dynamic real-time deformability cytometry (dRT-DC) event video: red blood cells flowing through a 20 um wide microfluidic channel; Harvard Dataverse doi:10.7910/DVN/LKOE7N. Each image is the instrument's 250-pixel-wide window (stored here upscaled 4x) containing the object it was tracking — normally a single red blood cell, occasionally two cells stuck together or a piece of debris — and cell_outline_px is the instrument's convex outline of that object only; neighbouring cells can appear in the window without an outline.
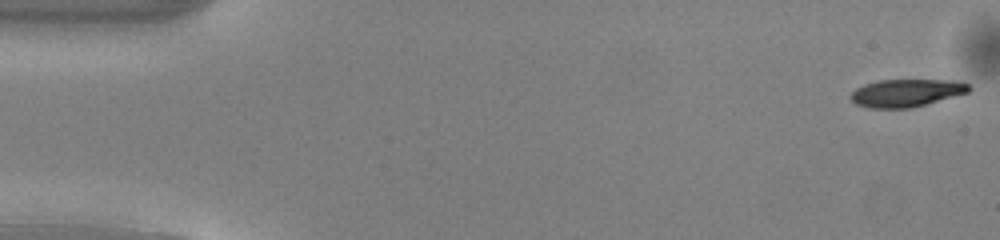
{"species": "common noctule bat (a hibernating species)", "species_latin": "Nyctalus noctula", "temperature_condition": "warm", "stored_images_in_passage": 50, "camera_frame_rate_fps": 3000, "um_per_image_px": 0.085, "animal": {"sex": "male", "body_mass_g": 13.0, "forearm_length_mm": 53.1}, "frame": {"image": 1, "passage_image": 1, "time_ms": 0.0, "image_size_px": [1000, 240], "cell_outline_px": [[972, 88], [968, 92], [912, 108], [868, 108], [856, 104], [848, 96], [856, 88], [864, 84], [880, 80], [952, 80], [968, 84]], "centroid_in_image_um": [77.0, 7.9], "position_along_channel_um": 8.0, "area_um2": 19.02}}
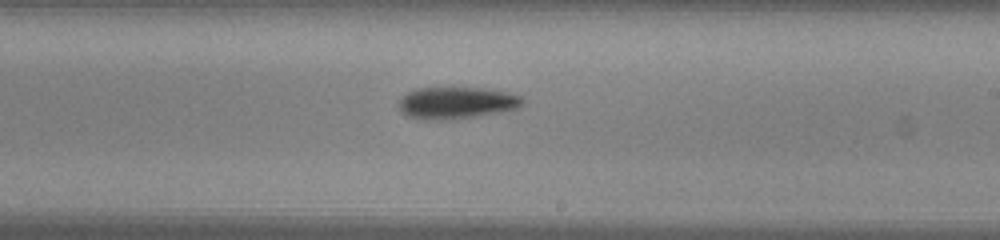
{"frame": {"image": 2, "passage_image": 29, "time_ms": 9.333, "image_size_px": [1000, 240], "cell_outline_px": [[524, 100], [516, 108], [500, 112], [472, 116], [440, 120], [424, 120], [408, 116], [400, 112], [396, 104], [408, 92], [416, 88], [484, 88], [508, 92], [520, 96]], "centroid_in_image_um": [38.74, 8.74], "position_along_channel_um": 250.3, "area_um2": 22.77}}
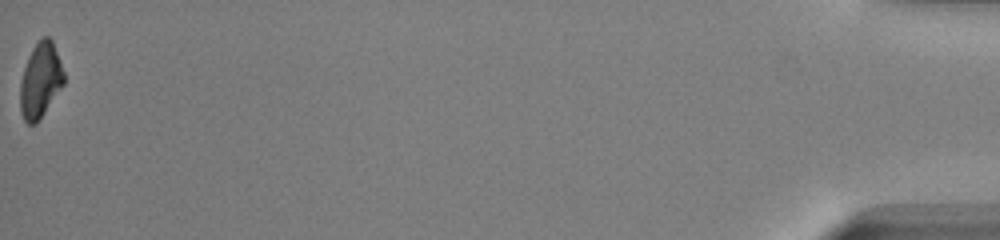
{"frame": {"image": 3, "passage_image": 50, "time_ms": 16.333, "image_size_px": [1000, 240], "cell_outline_px": [[64, 84], [40, 120], [36, 124], [28, 124], [24, 120], [20, 112], [20, 84], [24, 68], [28, 56], [32, 48], [44, 36], [48, 36], [52, 40], [60, 60], [64, 72]], "centroid_in_image_um": [3.43, 6.86], "position_along_channel_um": 431.8, "area_um2": 19.19}, "authors_computed_cell_mechanics": {"area_um2": 21.2126, "velocity_mm_per_s": 4.1165, "shape_relaxation_time_tau1_ms": 3.0786, "shape_relaxation_time_tau2_ms": null, "deformation_change_tau1": 0.1458, "deformation_change_tau2": null}}